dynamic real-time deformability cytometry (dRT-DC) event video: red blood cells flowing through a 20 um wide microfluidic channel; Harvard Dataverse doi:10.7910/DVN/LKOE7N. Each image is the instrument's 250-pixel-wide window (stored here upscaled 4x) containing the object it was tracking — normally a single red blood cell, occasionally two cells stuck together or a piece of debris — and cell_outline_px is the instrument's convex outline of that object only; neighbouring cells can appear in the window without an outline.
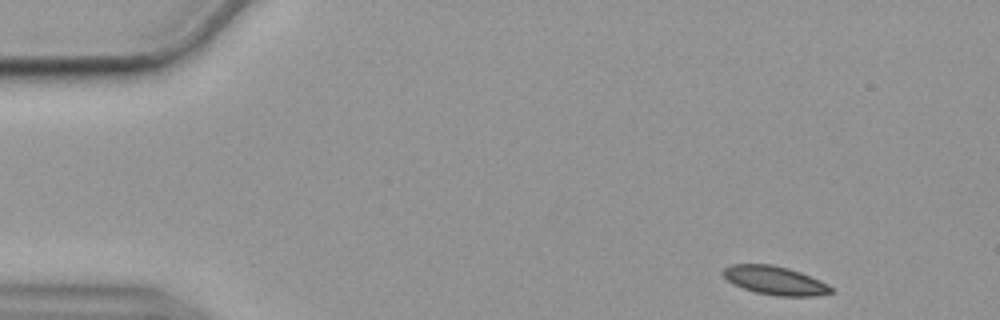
{"species": "common noctule bat (a hibernating species)", "species_latin": "Nyctalus noctula", "temperature_condition": "cold", "stored_images_in_passage": 52, "camera_frame_rate_fps": 3000, "um_per_image_px": 0.085, "animal": {"sex": "female", "body_mass_g": 19.9}, "frame": {"image": 1, "passage_image": 1, "time_ms": 0.0, "image_size_px": [1000, 320], "cell_outline_px": [[836, 292], [816, 296], [776, 296], [756, 292], [732, 284], [720, 272], [724, 268], [732, 264], [772, 264], [788, 268], [800, 272], [820, 280], [828, 284]], "centroid_in_image_um": [65.88, 23.84], "position_along_channel_um": 19.1, "area_um2": 18.09}}
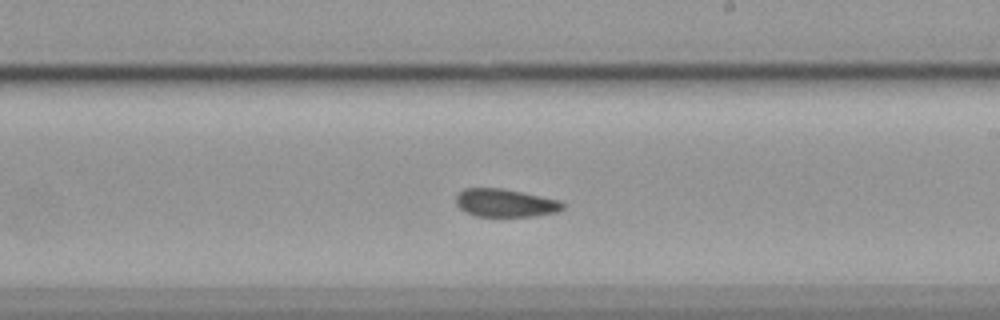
{"frame": {"image": 2, "passage_image": 28, "time_ms": 9.0, "image_size_px": [1000, 320], "cell_outline_px": [[564, 208], [556, 212], [532, 216], [476, 216], [464, 212], [456, 204], [456, 196], [464, 188], [500, 188], [560, 200], [564, 204]], "centroid_in_image_um": [42.92, 17.25], "position_along_channel_um": 246.1, "area_um2": 17.28}}
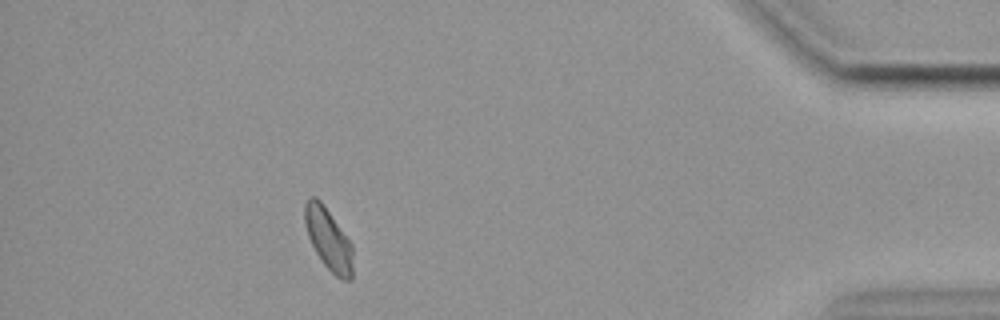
{"frame": {"image": 3, "passage_image": 46, "time_ms": 15.0, "image_size_px": [1000, 320], "cell_outline_px": [[352, 280], [344, 280], [336, 276], [324, 264], [316, 252], [308, 236], [304, 224], [304, 204], [308, 196], [316, 196], [320, 200], [352, 244]], "centroid_in_image_um": [27.89, 20.3], "position_along_channel_um": 407.3, "area_um2": 17.17}, "authors_computed_cell_mechanics": {"area_um2": 18.1492, "velocity_mm_per_s": 3.534, "shape_relaxation_time_tau1_ms": null, "shape_relaxation_time_tau2_ms": 3.4293, "deformation_change_tau1": null, "deformation_change_tau2": 0.0609}}